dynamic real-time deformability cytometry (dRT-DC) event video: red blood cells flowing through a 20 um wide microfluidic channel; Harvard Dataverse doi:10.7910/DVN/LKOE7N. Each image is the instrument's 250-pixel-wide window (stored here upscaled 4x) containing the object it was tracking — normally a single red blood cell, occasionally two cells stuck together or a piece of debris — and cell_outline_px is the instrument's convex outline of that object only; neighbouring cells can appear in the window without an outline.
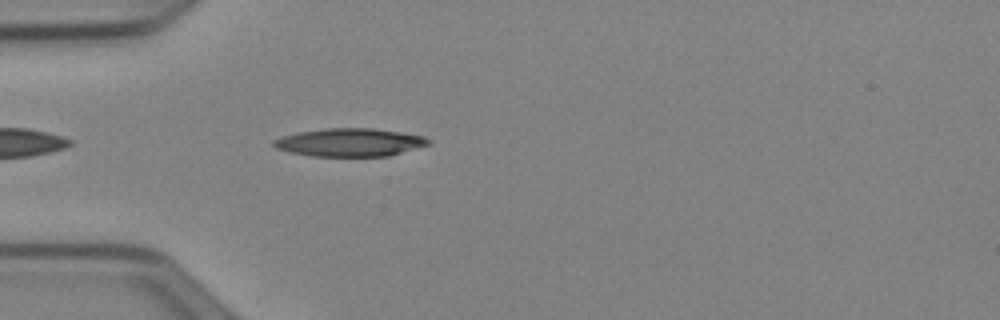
{"species": "Egyptian fruit bat (a non-hibernating species)", "species_latin": "Rousettus aegyptiacus", "temperature_condition": "cold", "stored_images_in_passage": 7, "camera_frame_rate_fps": 3000, "um_per_image_px": 0.085, "animal": {"sex": "female"}, "frame": {"image": 1, "passage_image": 3, "time_ms": 0.667, "image_size_px": [1000, 320], "cell_outline_px": [[432, 144], [388, 156], [312, 156], [292, 152], [276, 148], [272, 144], [272, 140], [284, 136], [300, 132], [324, 128], [372, 128], [400, 132], [424, 136]], "centroid_in_image_um": [29.75, 12.1], "position_along_channel_um": 55.2, "area_um2": 25.14}}